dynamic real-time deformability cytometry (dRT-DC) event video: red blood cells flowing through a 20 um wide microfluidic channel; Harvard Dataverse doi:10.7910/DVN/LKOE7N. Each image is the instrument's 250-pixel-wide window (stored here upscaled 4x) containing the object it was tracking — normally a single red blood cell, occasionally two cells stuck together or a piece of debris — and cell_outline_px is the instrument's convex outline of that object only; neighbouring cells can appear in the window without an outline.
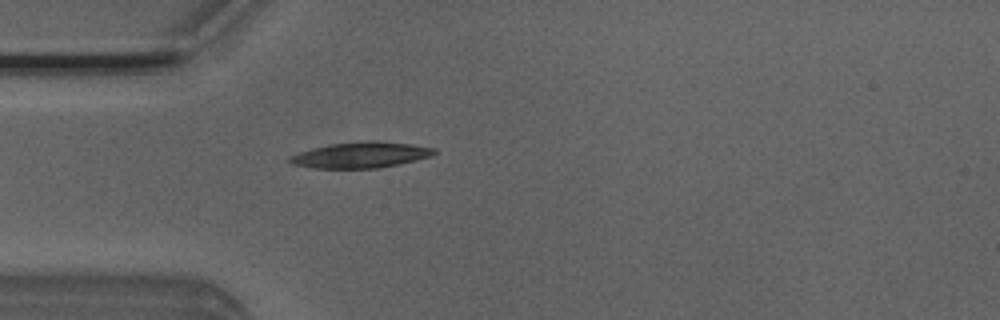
{"species": "Egyptian fruit bat (a non-hibernating species)", "species_latin": "Rousettus aegyptiacus", "temperature_condition": "room temperature", "stored_images_in_passage": 4, "camera_frame_rate_fps": 3000, "um_per_image_px": 0.085, "animal": {"sex": "male"}, "frame": {"image": 1, "passage_image": 4, "time_ms": 1.0, "image_size_px": [1000, 320], "cell_outline_px": [[436, 152], [432, 156], [396, 164], [376, 168], [316, 168], [292, 164], [288, 160], [288, 156], [312, 148], [332, 144], [368, 140], [376, 140], [408, 144], [436, 148]], "centroid_in_image_um": [30.64, 13.16], "position_along_channel_um": 54.4, "area_um2": 21.5}}